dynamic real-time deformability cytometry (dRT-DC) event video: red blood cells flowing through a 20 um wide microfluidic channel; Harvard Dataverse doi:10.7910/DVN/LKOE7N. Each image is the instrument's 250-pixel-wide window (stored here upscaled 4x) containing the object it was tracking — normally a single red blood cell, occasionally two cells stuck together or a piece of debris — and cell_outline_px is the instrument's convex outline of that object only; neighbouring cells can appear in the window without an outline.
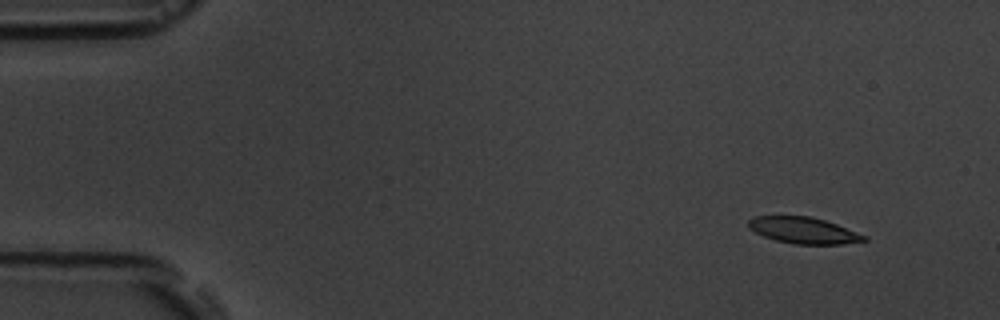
{"species": "common noctule bat (a hibernating species)", "species_latin": "Nyctalus noctula", "temperature_condition": "room temperature", "stored_images_in_passage": 5, "camera_frame_rate_fps": 3000, "um_per_image_px": 0.085, "animal": {"sex": "male", "body_mass_g": 19.5, "forearm_length_mm": 54.6}, "frame": {"image": 1, "passage_image": 1, "time_ms": 0.0, "image_size_px": [1000, 320], "cell_outline_px": [[868, 240], [840, 244], [792, 244], [776, 240], [764, 236], [748, 228], [748, 220], [752, 216], [808, 216], [824, 220], [836, 224], [868, 236]], "centroid_in_image_um": [68.29, 19.58], "position_along_channel_um": 16.7, "area_um2": 17.69}}
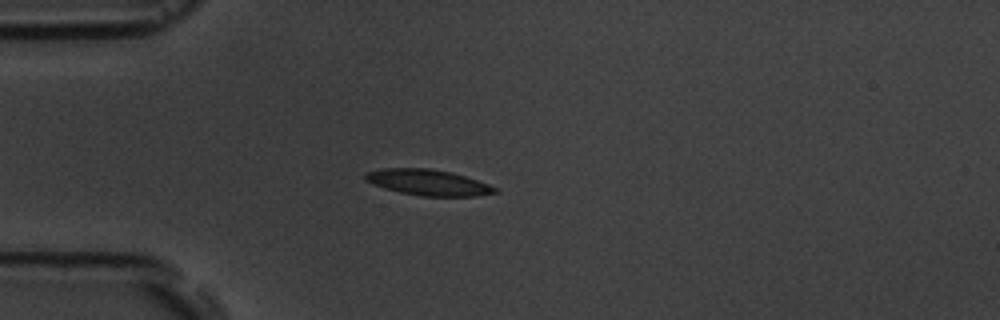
{"frame": {"image": 2, "passage_image": 4, "time_ms": 3.333, "image_size_px": [1000, 320], "cell_outline_px": [[500, 192], [476, 196], [420, 196], [400, 192], [384, 188], [372, 184], [364, 180], [364, 172], [384, 168], [428, 168], [452, 172], [488, 184], [496, 188]], "centroid_in_image_um": [36.35, 15.5], "position_along_channel_um": 48.6, "area_um2": 19.59}}